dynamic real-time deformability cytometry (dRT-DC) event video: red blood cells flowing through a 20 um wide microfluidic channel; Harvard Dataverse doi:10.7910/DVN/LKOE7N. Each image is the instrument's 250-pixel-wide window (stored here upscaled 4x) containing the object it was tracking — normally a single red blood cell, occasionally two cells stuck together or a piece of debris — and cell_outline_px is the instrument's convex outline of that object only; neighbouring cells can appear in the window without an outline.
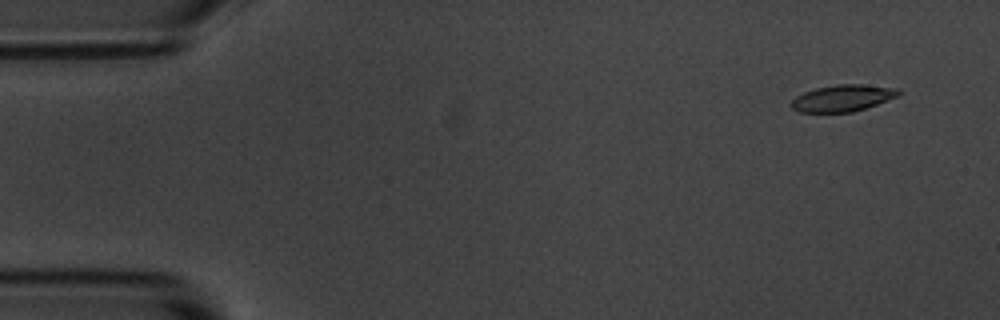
{"species": "common noctule bat (a hibernating species)", "species_latin": "Nyctalus noctula", "temperature_condition": "room temperature", "stored_images_in_passage": 5, "segment_of_instrument_passage": [2, 2], "camera_frame_rate_fps": 3000, "um_per_image_px": 0.085, "animal": {"sex": "male", "body_mass_g": 20.1, "forearm_length_mm": 53.5}, "frame": {"image": 1, "passage_image": 5, "time_ms": 1.333, "image_size_px": [1000, 320], "cell_outline_px": [[900, 96], [852, 112], [800, 112], [792, 108], [788, 104], [796, 96], [804, 92], [816, 88], [836, 84], [864, 84], [900, 88]], "centroid_in_image_um": [71.64, 8.33], "position_along_channel_um": 13.4, "area_um2": 16.76}}